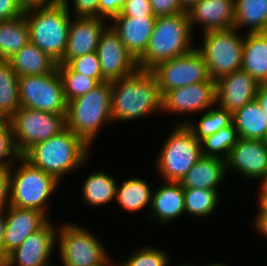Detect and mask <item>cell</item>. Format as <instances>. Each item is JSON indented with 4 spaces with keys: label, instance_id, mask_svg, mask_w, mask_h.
Instances as JSON below:
<instances>
[{
    "label": "cell",
    "instance_id": "obj_1",
    "mask_svg": "<svg viewBox=\"0 0 267 266\" xmlns=\"http://www.w3.org/2000/svg\"><path fill=\"white\" fill-rule=\"evenodd\" d=\"M111 87L113 121L136 120L158 110L162 111V94L158 81L150 70L137 69L129 76L112 81Z\"/></svg>",
    "mask_w": 267,
    "mask_h": 266
},
{
    "label": "cell",
    "instance_id": "obj_2",
    "mask_svg": "<svg viewBox=\"0 0 267 266\" xmlns=\"http://www.w3.org/2000/svg\"><path fill=\"white\" fill-rule=\"evenodd\" d=\"M89 148L83 139L65 128L58 135L34 144L22 156L61 182L65 174L80 169L88 161Z\"/></svg>",
    "mask_w": 267,
    "mask_h": 266
},
{
    "label": "cell",
    "instance_id": "obj_3",
    "mask_svg": "<svg viewBox=\"0 0 267 266\" xmlns=\"http://www.w3.org/2000/svg\"><path fill=\"white\" fill-rule=\"evenodd\" d=\"M187 12L158 16L145 53L137 60L138 69L151 70L195 48Z\"/></svg>",
    "mask_w": 267,
    "mask_h": 266
},
{
    "label": "cell",
    "instance_id": "obj_4",
    "mask_svg": "<svg viewBox=\"0 0 267 266\" xmlns=\"http://www.w3.org/2000/svg\"><path fill=\"white\" fill-rule=\"evenodd\" d=\"M111 82L100 83L94 89L67 102L66 128L83 139L90 147L100 129L112 122Z\"/></svg>",
    "mask_w": 267,
    "mask_h": 266
},
{
    "label": "cell",
    "instance_id": "obj_5",
    "mask_svg": "<svg viewBox=\"0 0 267 266\" xmlns=\"http://www.w3.org/2000/svg\"><path fill=\"white\" fill-rule=\"evenodd\" d=\"M30 42L59 63L64 56L72 14L65 3L25 10Z\"/></svg>",
    "mask_w": 267,
    "mask_h": 266
},
{
    "label": "cell",
    "instance_id": "obj_6",
    "mask_svg": "<svg viewBox=\"0 0 267 266\" xmlns=\"http://www.w3.org/2000/svg\"><path fill=\"white\" fill-rule=\"evenodd\" d=\"M20 165L11 168L10 206L36 209L47 216L48 199L59 186V181L42 169L35 167L22 155Z\"/></svg>",
    "mask_w": 267,
    "mask_h": 266
},
{
    "label": "cell",
    "instance_id": "obj_7",
    "mask_svg": "<svg viewBox=\"0 0 267 266\" xmlns=\"http://www.w3.org/2000/svg\"><path fill=\"white\" fill-rule=\"evenodd\" d=\"M158 155L155 168L161 179L180 182L203 156L201 141L186 124L178 122L166 138Z\"/></svg>",
    "mask_w": 267,
    "mask_h": 266
},
{
    "label": "cell",
    "instance_id": "obj_8",
    "mask_svg": "<svg viewBox=\"0 0 267 266\" xmlns=\"http://www.w3.org/2000/svg\"><path fill=\"white\" fill-rule=\"evenodd\" d=\"M236 28L203 32L202 45L195 47L202 55L212 80L242 67L243 37Z\"/></svg>",
    "mask_w": 267,
    "mask_h": 266
},
{
    "label": "cell",
    "instance_id": "obj_9",
    "mask_svg": "<svg viewBox=\"0 0 267 266\" xmlns=\"http://www.w3.org/2000/svg\"><path fill=\"white\" fill-rule=\"evenodd\" d=\"M57 229L56 246L62 266L116 265L100 240L82 226L67 222Z\"/></svg>",
    "mask_w": 267,
    "mask_h": 266
},
{
    "label": "cell",
    "instance_id": "obj_10",
    "mask_svg": "<svg viewBox=\"0 0 267 266\" xmlns=\"http://www.w3.org/2000/svg\"><path fill=\"white\" fill-rule=\"evenodd\" d=\"M65 116L20 107L9 119L18 153L23 155L34 144L58 135L66 128Z\"/></svg>",
    "mask_w": 267,
    "mask_h": 266
},
{
    "label": "cell",
    "instance_id": "obj_11",
    "mask_svg": "<svg viewBox=\"0 0 267 266\" xmlns=\"http://www.w3.org/2000/svg\"><path fill=\"white\" fill-rule=\"evenodd\" d=\"M18 88L20 107L66 114L67 101L57 68L45 75L18 77Z\"/></svg>",
    "mask_w": 267,
    "mask_h": 266
},
{
    "label": "cell",
    "instance_id": "obj_12",
    "mask_svg": "<svg viewBox=\"0 0 267 266\" xmlns=\"http://www.w3.org/2000/svg\"><path fill=\"white\" fill-rule=\"evenodd\" d=\"M150 71L158 81L162 96L171 89L214 81L210 77L205 60L196 48L179 57L160 62Z\"/></svg>",
    "mask_w": 267,
    "mask_h": 266
},
{
    "label": "cell",
    "instance_id": "obj_13",
    "mask_svg": "<svg viewBox=\"0 0 267 266\" xmlns=\"http://www.w3.org/2000/svg\"><path fill=\"white\" fill-rule=\"evenodd\" d=\"M57 230L48 220L10 252L0 266H57L50 263L56 247Z\"/></svg>",
    "mask_w": 267,
    "mask_h": 266
},
{
    "label": "cell",
    "instance_id": "obj_14",
    "mask_svg": "<svg viewBox=\"0 0 267 266\" xmlns=\"http://www.w3.org/2000/svg\"><path fill=\"white\" fill-rule=\"evenodd\" d=\"M96 52L106 81L119 80L138 69L137 61L127 51L110 24L102 32Z\"/></svg>",
    "mask_w": 267,
    "mask_h": 266
},
{
    "label": "cell",
    "instance_id": "obj_15",
    "mask_svg": "<svg viewBox=\"0 0 267 266\" xmlns=\"http://www.w3.org/2000/svg\"><path fill=\"white\" fill-rule=\"evenodd\" d=\"M216 106V81L171 89L162 96V112L194 114Z\"/></svg>",
    "mask_w": 267,
    "mask_h": 266
},
{
    "label": "cell",
    "instance_id": "obj_16",
    "mask_svg": "<svg viewBox=\"0 0 267 266\" xmlns=\"http://www.w3.org/2000/svg\"><path fill=\"white\" fill-rule=\"evenodd\" d=\"M230 169L260 182L267 172V140L238 138L226 159V171Z\"/></svg>",
    "mask_w": 267,
    "mask_h": 266
},
{
    "label": "cell",
    "instance_id": "obj_17",
    "mask_svg": "<svg viewBox=\"0 0 267 266\" xmlns=\"http://www.w3.org/2000/svg\"><path fill=\"white\" fill-rule=\"evenodd\" d=\"M260 84L239 69L216 80V105L233 114L256 98Z\"/></svg>",
    "mask_w": 267,
    "mask_h": 266
},
{
    "label": "cell",
    "instance_id": "obj_18",
    "mask_svg": "<svg viewBox=\"0 0 267 266\" xmlns=\"http://www.w3.org/2000/svg\"><path fill=\"white\" fill-rule=\"evenodd\" d=\"M107 19L99 17H73L70 22L66 50L58 64H67L71 59L97 50Z\"/></svg>",
    "mask_w": 267,
    "mask_h": 266
},
{
    "label": "cell",
    "instance_id": "obj_19",
    "mask_svg": "<svg viewBox=\"0 0 267 266\" xmlns=\"http://www.w3.org/2000/svg\"><path fill=\"white\" fill-rule=\"evenodd\" d=\"M156 16H115L111 28L119 35L127 51L137 61L146 51ZM114 21V22H113Z\"/></svg>",
    "mask_w": 267,
    "mask_h": 266
},
{
    "label": "cell",
    "instance_id": "obj_20",
    "mask_svg": "<svg viewBox=\"0 0 267 266\" xmlns=\"http://www.w3.org/2000/svg\"><path fill=\"white\" fill-rule=\"evenodd\" d=\"M48 220L44 213L36 209L9 206L6 209L4 251L8 255L33 232L39 230Z\"/></svg>",
    "mask_w": 267,
    "mask_h": 266
},
{
    "label": "cell",
    "instance_id": "obj_21",
    "mask_svg": "<svg viewBox=\"0 0 267 266\" xmlns=\"http://www.w3.org/2000/svg\"><path fill=\"white\" fill-rule=\"evenodd\" d=\"M187 13L192 31L195 24H202L203 32L230 29L235 22V0H200Z\"/></svg>",
    "mask_w": 267,
    "mask_h": 266
},
{
    "label": "cell",
    "instance_id": "obj_22",
    "mask_svg": "<svg viewBox=\"0 0 267 266\" xmlns=\"http://www.w3.org/2000/svg\"><path fill=\"white\" fill-rule=\"evenodd\" d=\"M157 190L152 192L151 216L156 218L158 223L166 224L185 213L184 189L180 182L163 181Z\"/></svg>",
    "mask_w": 267,
    "mask_h": 266
},
{
    "label": "cell",
    "instance_id": "obj_23",
    "mask_svg": "<svg viewBox=\"0 0 267 266\" xmlns=\"http://www.w3.org/2000/svg\"><path fill=\"white\" fill-rule=\"evenodd\" d=\"M226 160L202 156L180 181L183 189L218 190L227 177Z\"/></svg>",
    "mask_w": 267,
    "mask_h": 266
},
{
    "label": "cell",
    "instance_id": "obj_24",
    "mask_svg": "<svg viewBox=\"0 0 267 266\" xmlns=\"http://www.w3.org/2000/svg\"><path fill=\"white\" fill-rule=\"evenodd\" d=\"M242 67L259 84H267V32H247Z\"/></svg>",
    "mask_w": 267,
    "mask_h": 266
},
{
    "label": "cell",
    "instance_id": "obj_25",
    "mask_svg": "<svg viewBox=\"0 0 267 266\" xmlns=\"http://www.w3.org/2000/svg\"><path fill=\"white\" fill-rule=\"evenodd\" d=\"M232 123L239 138L267 140V116L256 99L235 111Z\"/></svg>",
    "mask_w": 267,
    "mask_h": 266
},
{
    "label": "cell",
    "instance_id": "obj_26",
    "mask_svg": "<svg viewBox=\"0 0 267 266\" xmlns=\"http://www.w3.org/2000/svg\"><path fill=\"white\" fill-rule=\"evenodd\" d=\"M18 77L45 75L57 68V62L29 42L8 60Z\"/></svg>",
    "mask_w": 267,
    "mask_h": 266
},
{
    "label": "cell",
    "instance_id": "obj_27",
    "mask_svg": "<svg viewBox=\"0 0 267 266\" xmlns=\"http://www.w3.org/2000/svg\"><path fill=\"white\" fill-rule=\"evenodd\" d=\"M152 192L145 179L127 178L120 186L117 183L116 201L124 211L136 213L146 206L151 207Z\"/></svg>",
    "mask_w": 267,
    "mask_h": 266
},
{
    "label": "cell",
    "instance_id": "obj_28",
    "mask_svg": "<svg viewBox=\"0 0 267 266\" xmlns=\"http://www.w3.org/2000/svg\"><path fill=\"white\" fill-rule=\"evenodd\" d=\"M29 42V28L24 14L0 21V60H9Z\"/></svg>",
    "mask_w": 267,
    "mask_h": 266
},
{
    "label": "cell",
    "instance_id": "obj_29",
    "mask_svg": "<svg viewBox=\"0 0 267 266\" xmlns=\"http://www.w3.org/2000/svg\"><path fill=\"white\" fill-rule=\"evenodd\" d=\"M104 171L90 173L83 181L82 199L90 206H101L116 199L117 181Z\"/></svg>",
    "mask_w": 267,
    "mask_h": 266
},
{
    "label": "cell",
    "instance_id": "obj_30",
    "mask_svg": "<svg viewBox=\"0 0 267 266\" xmlns=\"http://www.w3.org/2000/svg\"><path fill=\"white\" fill-rule=\"evenodd\" d=\"M247 32H267V0H235L234 28Z\"/></svg>",
    "mask_w": 267,
    "mask_h": 266
},
{
    "label": "cell",
    "instance_id": "obj_31",
    "mask_svg": "<svg viewBox=\"0 0 267 266\" xmlns=\"http://www.w3.org/2000/svg\"><path fill=\"white\" fill-rule=\"evenodd\" d=\"M19 108L18 75L8 60H0V118L10 119Z\"/></svg>",
    "mask_w": 267,
    "mask_h": 266
},
{
    "label": "cell",
    "instance_id": "obj_32",
    "mask_svg": "<svg viewBox=\"0 0 267 266\" xmlns=\"http://www.w3.org/2000/svg\"><path fill=\"white\" fill-rule=\"evenodd\" d=\"M219 192L208 189H184L185 214L204 218L214 213L219 204Z\"/></svg>",
    "mask_w": 267,
    "mask_h": 266
},
{
    "label": "cell",
    "instance_id": "obj_33",
    "mask_svg": "<svg viewBox=\"0 0 267 266\" xmlns=\"http://www.w3.org/2000/svg\"><path fill=\"white\" fill-rule=\"evenodd\" d=\"M232 123V114L226 109L219 107L209 108V110L204 113L199 122H193L192 120L181 121V124H186L193 132L194 136L198 140H202L209 135H213L220 129L229 126Z\"/></svg>",
    "mask_w": 267,
    "mask_h": 266
},
{
    "label": "cell",
    "instance_id": "obj_34",
    "mask_svg": "<svg viewBox=\"0 0 267 266\" xmlns=\"http://www.w3.org/2000/svg\"><path fill=\"white\" fill-rule=\"evenodd\" d=\"M238 138L237 130L234 124L231 123L229 126L201 140L202 155L226 160Z\"/></svg>",
    "mask_w": 267,
    "mask_h": 266
},
{
    "label": "cell",
    "instance_id": "obj_35",
    "mask_svg": "<svg viewBox=\"0 0 267 266\" xmlns=\"http://www.w3.org/2000/svg\"><path fill=\"white\" fill-rule=\"evenodd\" d=\"M57 70L61 76L67 102L85 95L100 84L95 78L74 72L67 64H57Z\"/></svg>",
    "mask_w": 267,
    "mask_h": 266
},
{
    "label": "cell",
    "instance_id": "obj_36",
    "mask_svg": "<svg viewBox=\"0 0 267 266\" xmlns=\"http://www.w3.org/2000/svg\"><path fill=\"white\" fill-rule=\"evenodd\" d=\"M168 252L160 248L155 247H140L139 250H135L130 258L120 263H116V266H167L169 264Z\"/></svg>",
    "mask_w": 267,
    "mask_h": 266
},
{
    "label": "cell",
    "instance_id": "obj_37",
    "mask_svg": "<svg viewBox=\"0 0 267 266\" xmlns=\"http://www.w3.org/2000/svg\"><path fill=\"white\" fill-rule=\"evenodd\" d=\"M20 156L13 141L9 119L0 118V167L12 168L13 162Z\"/></svg>",
    "mask_w": 267,
    "mask_h": 266
},
{
    "label": "cell",
    "instance_id": "obj_38",
    "mask_svg": "<svg viewBox=\"0 0 267 266\" xmlns=\"http://www.w3.org/2000/svg\"><path fill=\"white\" fill-rule=\"evenodd\" d=\"M67 65L74 72L95 78L99 83L106 82L101 72V65L96 51L71 59Z\"/></svg>",
    "mask_w": 267,
    "mask_h": 266
},
{
    "label": "cell",
    "instance_id": "obj_39",
    "mask_svg": "<svg viewBox=\"0 0 267 266\" xmlns=\"http://www.w3.org/2000/svg\"><path fill=\"white\" fill-rule=\"evenodd\" d=\"M72 3L70 11L69 0L65 2L69 13H74V17H99V0H72Z\"/></svg>",
    "mask_w": 267,
    "mask_h": 266
},
{
    "label": "cell",
    "instance_id": "obj_40",
    "mask_svg": "<svg viewBox=\"0 0 267 266\" xmlns=\"http://www.w3.org/2000/svg\"><path fill=\"white\" fill-rule=\"evenodd\" d=\"M150 7L154 16L175 15L186 12L180 0H149Z\"/></svg>",
    "mask_w": 267,
    "mask_h": 266
},
{
    "label": "cell",
    "instance_id": "obj_41",
    "mask_svg": "<svg viewBox=\"0 0 267 266\" xmlns=\"http://www.w3.org/2000/svg\"><path fill=\"white\" fill-rule=\"evenodd\" d=\"M117 16H154L149 0H127Z\"/></svg>",
    "mask_w": 267,
    "mask_h": 266
},
{
    "label": "cell",
    "instance_id": "obj_42",
    "mask_svg": "<svg viewBox=\"0 0 267 266\" xmlns=\"http://www.w3.org/2000/svg\"><path fill=\"white\" fill-rule=\"evenodd\" d=\"M11 168L0 167V209L10 206Z\"/></svg>",
    "mask_w": 267,
    "mask_h": 266
},
{
    "label": "cell",
    "instance_id": "obj_43",
    "mask_svg": "<svg viewBox=\"0 0 267 266\" xmlns=\"http://www.w3.org/2000/svg\"><path fill=\"white\" fill-rule=\"evenodd\" d=\"M127 0H99V18L111 20L120 14Z\"/></svg>",
    "mask_w": 267,
    "mask_h": 266
},
{
    "label": "cell",
    "instance_id": "obj_44",
    "mask_svg": "<svg viewBox=\"0 0 267 266\" xmlns=\"http://www.w3.org/2000/svg\"><path fill=\"white\" fill-rule=\"evenodd\" d=\"M24 12L18 0H0V21L19 17Z\"/></svg>",
    "mask_w": 267,
    "mask_h": 266
},
{
    "label": "cell",
    "instance_id": "obj_45",
    "mask_svg": "<svg viewBox=\"0 0 267 266\" xmlns=\"http://www.w3.org/2000/svg\"><path fill=\"white\" fill-rule=\"evenodd\" d=\"M5 225H6V210L0 209V263H3L8 256L4 251Z\"/></svg>",
    "mask_w": 267,
    "mask_h": 266
},
{
    "label": "cell",
    "instance_id": "obj_46",
    "mask_svg": "<svg viewBox=\"0 0 267 266\" xmlns=\"http://www.w3.org/2000/svg\"><path fill=\"white\" fill-rule=\"evenodd\" d=\"M18 3L24 11L32 8L48 7L56 4L54 0H18Z\"/></svg>",
    "mask_w": 267,
    "mask_h": 266
},
{
    "label": "cell",
    "instance_id": "obj_47",
    "mask_svg": "<svg viewBox=\"0 0 267 266\" xmlns=\"http://www.w3.org/2000/svg\"><path fill=\"white\" fill-rule=\"evenodd\" d=\"M254 222L255 229L267 238V213H256Z\"/></svg>",
    "mask_w": 267,
    "mask_h": 266
},
{
    "label": "cell",
    "instance_id": "obj_48",
    "mask_svg": "<svg viewBox=\"0 0 267 266\" xmlns=\"http://www.w3.org/2000/svg\"><path fill=\"white\" fill-rule=\"evenodd\" d=\"M255 99L267 116V84H260Z\"/></svg>",
    "mask_w": 267,
    "mask_h": 266
},
{
    "label": "cell",
    "instance_id": "obj_49",
    "mask_svg": "<svg viewBox=\"0 0 267 266\" xmlns=\"http://www.w3.org/2000/svg\"><path fill=\"white\" fill-rule=\"evenodd\" d=\"M258 195V213H267V193H259Z\"/></svg>",
    "mask_w": 267,
    "mask_h": 266
},
{
    "label": "cell",
    "instance_id": "obj_50",
    "mask_svg": "<svg viewBox=\"0 0 267 266\" xmlns=\"http://www.w3.org/2000/svg\"><path fill=\"white\" fill-rule=\"evenodd\" d=\"M182 8L187 12L189 9L200 0H180Z\"/></svg>",
    "mask_w": 267,
    "mask_h": 266
},
{
    "label": "cell",
    "instance_id": "obj_51",
    "mask_svg": "<svg viewBox=\"0 0 267 266\" xmlns=\"http://www.w3.org/2000/svg\"><path fill=\"white\" fill-rule=\"evenodd\" d=\"M260 191L259 193H267V172L265 173L264 177L260 180Z\"/></svg>",
    "mask_w": 267,
    "mask_h": 266
},
{
    "label": "cell",
    "instance_id": "obj_52",
    "mask_svg": "<svg viewBox=\"0 0 267 266\" xmlns=\"http://www.w3.org/2000/svg\"><path fill=\"white\" fill-rule=\"evenodd\" d=\"M206 266H227V265L218 262V263H213V264L211 263V264H208V265H206Z\"/></svg>",
    "mask_w": 267,
    "mask_h": 266
},
{
    "label": "cell",
    "instance_id": "obj_53",
    "mask_svg": "<svg viewBox=\"0 0 267 266\" xmlns=\"http://www.w3.org/2000/svg\"><path fill=\"white\" fill-rule=\"evenodd\" d=\"M56 3H65L67 0H54Z\"/></svg>",
    "mask_w": 267,
    "mask_h": 266
},
{
    "label": "cell",
    "instance_id": "obj_54",
    "mask_svg": "<svg viewBox=\"0 0 267 266\" xmlns=\"http://www.w3.org/2000/svg\"><path fill=\"white\" fill-rule=\"evenodd\" d=\"M96 266H116V265H96Z\"/></svg>",
    "mask_w": 267,
    "mask_h": 266
},
{
    "label": "cell",
    "instance_id": "obj_55",
    "mask_svg": "<svg viewBox=\"0 0 267 266\" xmlns=\"http://www.w3.org/2000/svg\"><path fill=\"white\" fill-rule=\"evenodd\" d=\"M177 266H192V265L184 264V265H177Z\"/></svg>",
    "mask_w": 267,
    "mask_h": 266
}]
</instances>
